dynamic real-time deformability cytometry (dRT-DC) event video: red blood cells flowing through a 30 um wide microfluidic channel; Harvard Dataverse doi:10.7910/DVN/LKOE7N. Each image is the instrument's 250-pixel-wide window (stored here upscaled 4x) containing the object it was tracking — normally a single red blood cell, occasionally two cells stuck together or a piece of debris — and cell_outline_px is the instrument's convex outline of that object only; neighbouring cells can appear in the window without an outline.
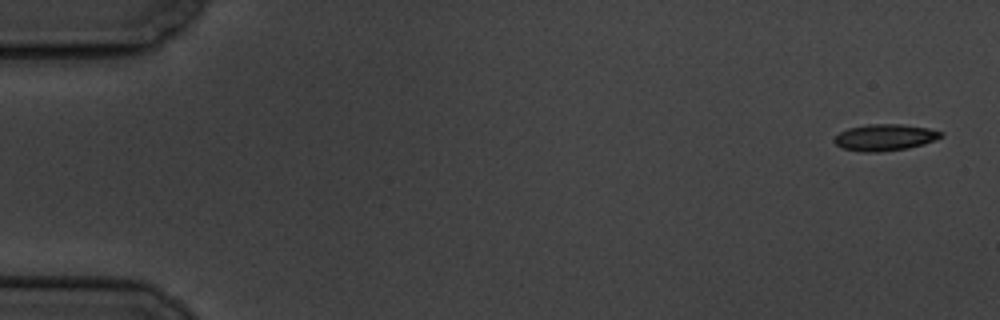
{"species": "common noctule bat (a hibernating species)", "species_latin": "Nyctalus noctula", "temperature_condition": "cold", "stored_images_in_passage": 10, "camera_frame_rate_fps": 3000, "um_per_image_px": 0.085, "animal": {"sex": "male", "body_mass_g": 19.5, "forearm_length_mm": 54.6}, "frame": {"image": 1, "passage_image": 1, "time_ms": 0.0, "image_size_px": [1000, 320], "cell_outline_px": [[944, 136], [936, 140], [924, 144], [908, 148], [880, 152], [860, 152], [840, 148], [832, 140], [840, 132], [848, 128], [868, 124], [900, 124], [928, 128], [944, 132]], "centroid_in_image_um": [75.22, 11.69], "position_along_channel_um": 9.8, "area_um2": 16.7}}
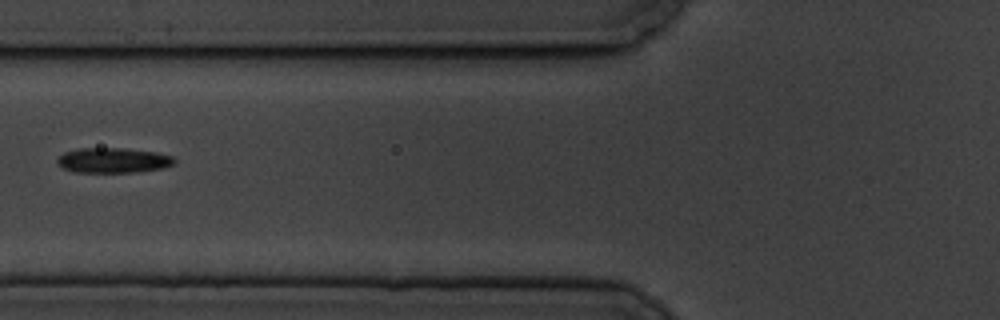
{"frame": {"image": 2, "passage_image": 7, "time_ms": 7.0, "image_size_px": [1000, 320], "cell_outline_px": [[176, 164], [164, 168], [136, 172], [76, 172], [64, 168], [56, 160], [64, 152], [80, 148], [124, 148], [156, 152], [172, 156], [176, 160]], "centroid_in_image_um": [9.68, 13.62], "position_along_channel_um": 116.1, "area_um2": 17.11}}
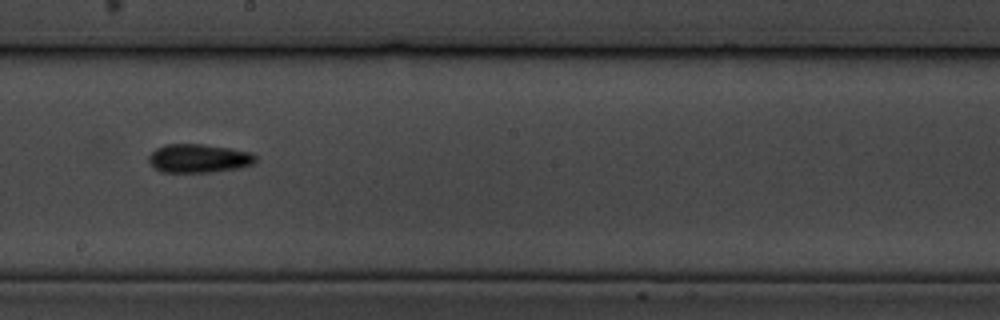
{"frame": {"image": 3, "passage_image": 10, "time_ms": 10.333, "image_size_px": [1000, 320], "cell_outline_px": [[256, 160], [252, 164], [240, 168], [208, 172], [160, 172], [148, 160], [148, 156], [156, 148], [164, 144], [200, 144], [232, 148], [252, 152], [256, 156]], "centroid_in_image_um": [16.9, 13.45], "position_along_channel_um": 231.3, "area_um2": 17.86}}